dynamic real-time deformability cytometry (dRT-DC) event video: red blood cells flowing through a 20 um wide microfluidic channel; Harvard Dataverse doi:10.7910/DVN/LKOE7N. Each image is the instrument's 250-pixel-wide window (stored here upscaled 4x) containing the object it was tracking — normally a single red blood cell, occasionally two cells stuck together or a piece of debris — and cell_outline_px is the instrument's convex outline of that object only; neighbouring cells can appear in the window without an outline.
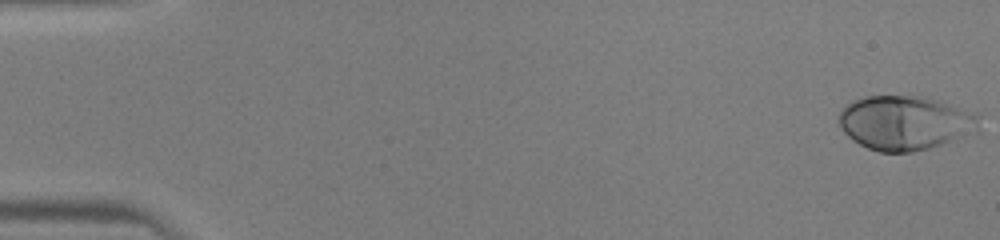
{"species": "human", "species_latin": "Homo sapiens", "temperature_condition": "warm", "stored_images_in_passage": 46, "camera_frame_rate_fps": 3000, "um_per_image_px": 0.085, "donor": {"sex": "male"}, "frame": {"image": 1, "passage_image": 1, "time_ms": 0.0, "image_size_px": [1000, 240], "cell_outline_px": [[980, 132], [928, 148], [912, 152], [880, 152], [868, 148], [852, 140], [844, 132], [836, 120], [840, 112], [852, 100], [864, 96], [924, 96], [940, 100], [980, 112]], "centroid_in_image_um": [77.01, 10.42], "position_along_channel_um": 8.0, "area_um2": 45.26}}
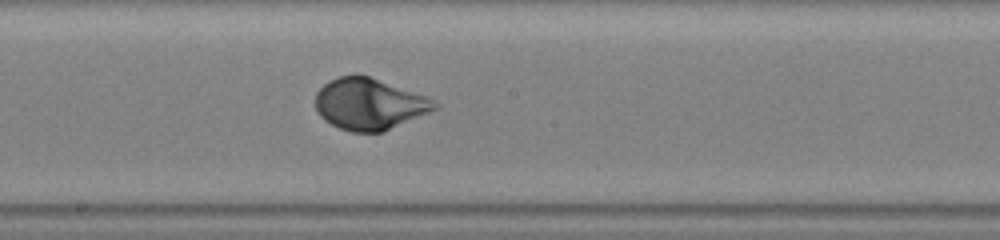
{"frame": {"image": 2, "passage_image": 26, "time_ms": 8.333, "image_size_px": [1000, 240], "cell_outline_px": [[440, 108], [384, 132], [352, 132], [340, 128], [324, 120], [316, 112], [316, 92], [328, 80], [340, 76], [368, 76], [428, 96], [440, 104]], "centroid_in_image_um": [31.43, 8.86], "position_along_channel_um": 216.8, "area_um2": 35.84}}
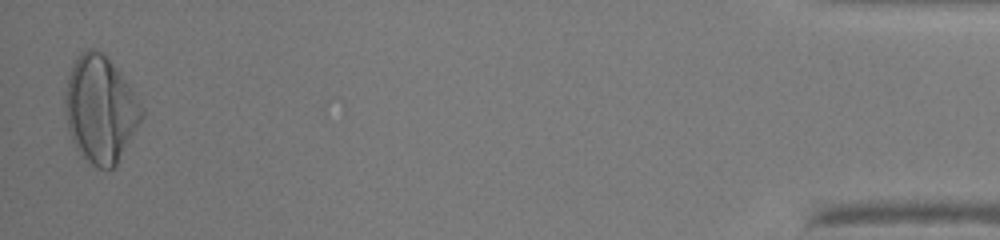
{"frame": {"image": 3, "passage_image": 46, "time_ms": 15.0, "image_size_px": [1000, 240], "cell_outline_px": [[144, 116], [116, 164], [108, 172], [92, 164], [80, 156], [72, 140], [68, 128], [64, 108], [64, 96], [68, 80], [76, 56], [80, 52], [88, 48], [92, 48], [100, 52], [120, 72], [144, 108]], "centroid_in_image_um": [8.52, 9.32], "position_along_channel_um": 426.7, "area_um2": 47.4}}